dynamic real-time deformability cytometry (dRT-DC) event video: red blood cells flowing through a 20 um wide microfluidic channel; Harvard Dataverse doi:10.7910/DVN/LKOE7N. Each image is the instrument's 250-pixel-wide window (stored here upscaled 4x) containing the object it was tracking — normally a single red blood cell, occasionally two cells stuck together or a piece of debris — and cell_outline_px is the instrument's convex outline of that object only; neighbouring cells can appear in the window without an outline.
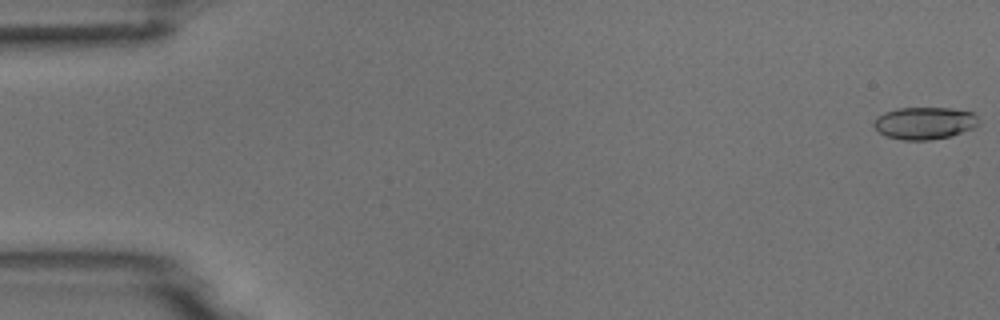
{"species": "common noctule bat (a hibernating species)", "species_latin": "Nyctalus noctula", "temperature_condition": "room temperature", "stored_images_in_passage": 5, "camera_frame_rate_fps": 3000, "um_per_image_px": 0.085, "animal": {"sex": "male", "body_mass_g": 18.8}, "frame": {"image": 1, "passage_image": 1, "time_ms": 0.0, "image_size_px": [1000, 320], "cell_outline_px": [[980, 124], [972, 128], [948, 136], [928, 140], [904, 140], [888, 136], [880, 132], [872, 124], [876, 116], [884, 112], [896, 108], [948, 108], [972, 112], [980, 120]], "centroid_in_image_um": [78.56, 10.45], "position_along_channel_um": 6.4, "area_um2": 19.54}}
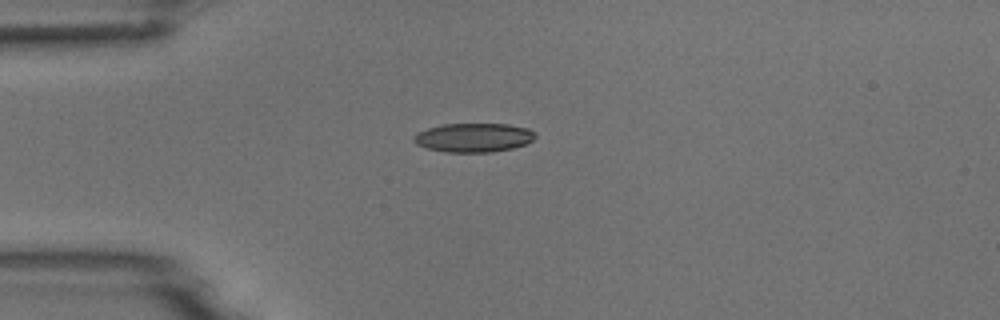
{"frame": {"image": 2, "passage_image": 5, "time_ms": 4.333, "image_size_px": [1000, 320], "cell_outline_px": [[536, 136], [532, 140], [524, 144], [512, 148], [492, 152], [444, 152], [428, 148], [416, 144], [412, 140], [412, 136], [416, 132], [428, 128], [444, 124], [508, 124], [528, 128], [536, 132]], "centroid_in_image_um": [40.23, 11.69], "position_along_channel_um": 44.8, "area_um2": 20.58}}